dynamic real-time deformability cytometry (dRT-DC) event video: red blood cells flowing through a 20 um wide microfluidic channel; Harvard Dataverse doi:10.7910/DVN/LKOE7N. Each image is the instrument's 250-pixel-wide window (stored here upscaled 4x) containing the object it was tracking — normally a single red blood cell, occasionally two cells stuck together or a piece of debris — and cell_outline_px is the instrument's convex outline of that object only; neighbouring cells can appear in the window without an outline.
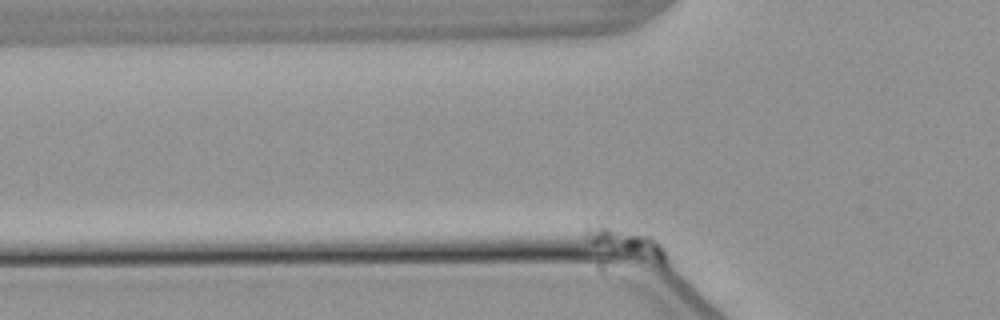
{"species": "common noctule bat (a hibernating species)", "species_latin": "Nyctalus noctula", "temperature_condition": "warm", "stored_images_in_passage": 55, "segment_of_instrument_passage": [2, 2], "camera_frame_rate_fps": 3000, "um_per_image_px": 0.085, "animal": {"sex": "male", "body_mass_g": 21.5, "forearm_length_mm": 52.0}, "frame": {"image": 1, "passage_image": 6, "time_ms": 1.667, "image_size_px": [1000, 320], "cell_outline_px": [[664, 264], [660, 264], [592, 244], [584, 236], [584, 224], [604, 224], [652, 236], [660, 244], [664, 252]], "centroid_in_image_um": [53.14, 20.57], "position_along_channel_um": 72.7, "area_um2": 13.12}}
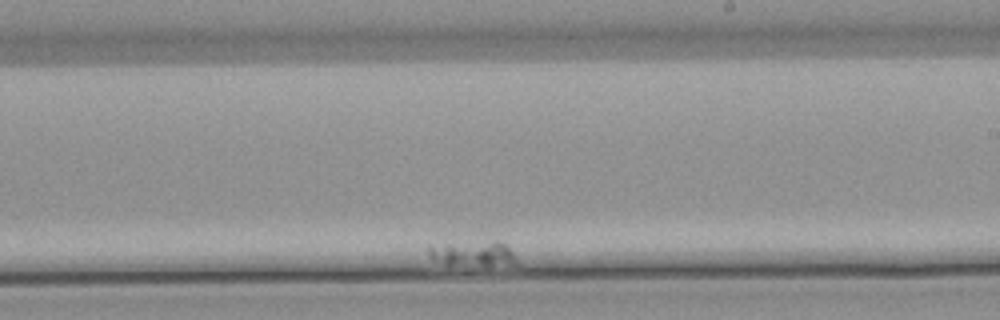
{"frame": {"image": 2, "passage_image": 38, "time_ms": 12.333, "image_size_px": [1000, 320], "cell_outline_px": [[516, 264], [444, 264], [432, 260], [428, 256], [428, 244], [492, 240], [500, 240], [512, 252], [516, 260]], "centroid_in_image_um": [40.1, 21.5], "position_along_channel_um": 248.9, "area_um2": 13.01}}
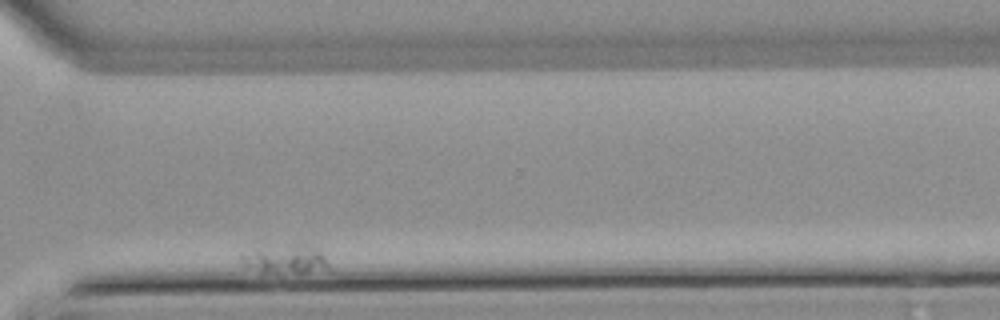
{"frame": {"image": 3, "passage_image": 53, "time_ms": 17.333, "image_size_px": [1000, 320], "cell_outline_px": [[328, 268], [304, 272], [264, 272], [244, 264], [240, 260], [240, 256], [260, 248], [304, 240], [312, 240], [324, 256], [328, 264]], "centroid_in_image_um": [24.38, 21.92], "position_along_channel_um": 346.2, "area_um2": 14.85}}